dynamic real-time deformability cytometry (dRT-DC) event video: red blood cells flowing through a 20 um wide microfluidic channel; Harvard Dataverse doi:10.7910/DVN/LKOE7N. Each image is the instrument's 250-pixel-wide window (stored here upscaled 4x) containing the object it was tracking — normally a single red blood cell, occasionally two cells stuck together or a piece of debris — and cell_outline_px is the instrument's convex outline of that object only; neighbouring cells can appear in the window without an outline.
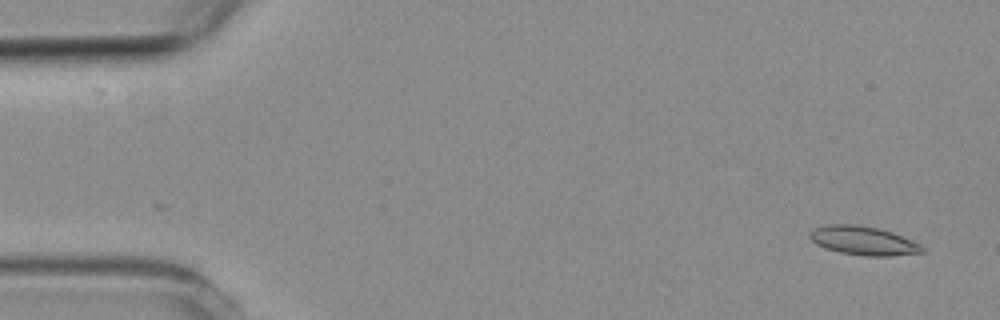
{"species": "common noctule bat (a hibernating species)", "species_latin": "Nyctalus noctula", "temperature_condition": "room temperature", "stored_images_in_passage": 5, "camera_frame_rate_fps": 3000, "um_per_image_px": 0.085, "animal": {"sex": "female", "body_mass_g": 19.3, "forearm_length_mm": 54.1}, "frame": {"image": 1, "passage_image": 1, "time_ms": 0.0, "image_size_px": [1000, 320], "cell_outline_px": [[924, 252], [888, 256], [864, 256], [840, 252], [824, 248], [816, 244], [808, 236], [808, 232], [812, 228], [824, 224], [856, 224], [876, 228], [892, 232], [920, 244], [924, 248]], "centroid_in_image_um": [73.31, 20.45], "position_along_channel_um": 11.7, "area_um2": 18.96}}
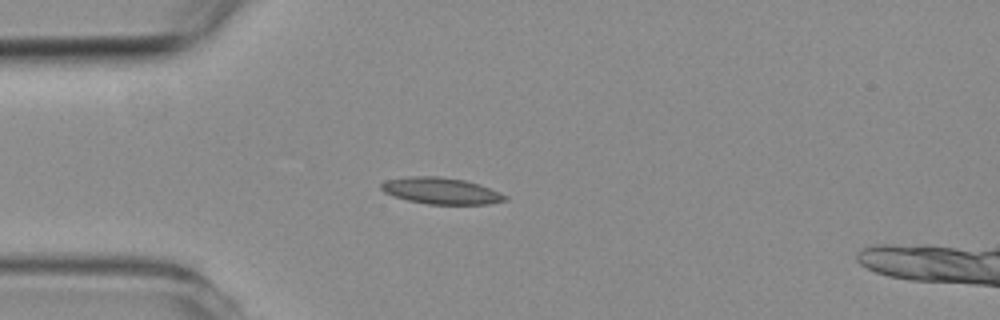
{"frame": {"image": 2, "passage_image": 4, "time_ms": 3.667, "image_size_px": [1000, 320], "cell_outline_px": [[508, 200], [488, 204], [428, 204], [408, 200], [384, 192], [380, 188], [380, 184], [384, 180], [408, 176], [436, 176], [464, 180], [480, 184], [500, 192], [508, 196]], "centroid_in_image_um": [37.5, 16.21], "position_along_channel_um": 47.5, "area_um2": 19.13}}